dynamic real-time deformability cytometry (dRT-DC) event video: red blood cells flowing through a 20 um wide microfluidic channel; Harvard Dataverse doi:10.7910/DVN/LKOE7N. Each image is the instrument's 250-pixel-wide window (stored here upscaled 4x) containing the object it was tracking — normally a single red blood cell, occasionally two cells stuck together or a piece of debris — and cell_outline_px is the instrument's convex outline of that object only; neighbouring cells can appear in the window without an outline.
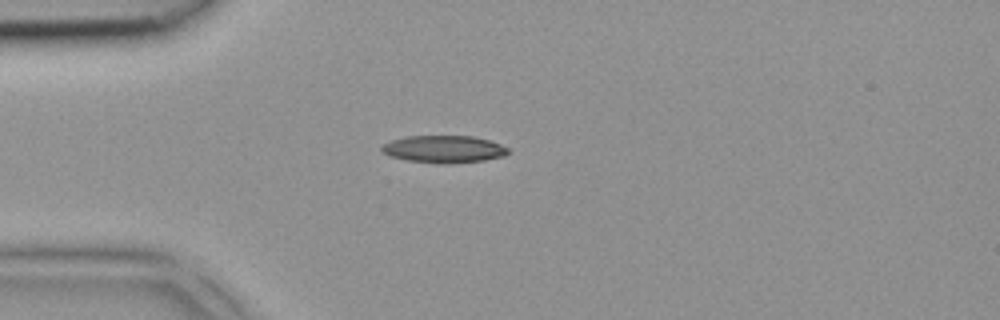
{"species": "common noctule bat (a hibernating species)", "species_latin": "Nyctalus noctula", "temperature_condition": "room temperature", "stored_images_in_passage": 3, "camera_frame_rate_fps": 3000, "um_per_image_px": 0.085, "animal": {"sex": "female", "body_mass_g": 18.4}, "frame": {"image": 1, "passage_image": 3, "time_ms": 0.667, "image_size_px": [1000, 320], "cell_outline_px": [[512, 152], [504, 156], [484, 160], [440, 164], [408, 160], [388, 156], [380, 152], [380, 148], [384, 144], [392, 140], [404, 136], [476, 136], [500, 144], [508, 148]], "centroid_in_image_um": [37.72, 12.67], "position_along_channel_um": 47.3, "area_um2": 20.23}}